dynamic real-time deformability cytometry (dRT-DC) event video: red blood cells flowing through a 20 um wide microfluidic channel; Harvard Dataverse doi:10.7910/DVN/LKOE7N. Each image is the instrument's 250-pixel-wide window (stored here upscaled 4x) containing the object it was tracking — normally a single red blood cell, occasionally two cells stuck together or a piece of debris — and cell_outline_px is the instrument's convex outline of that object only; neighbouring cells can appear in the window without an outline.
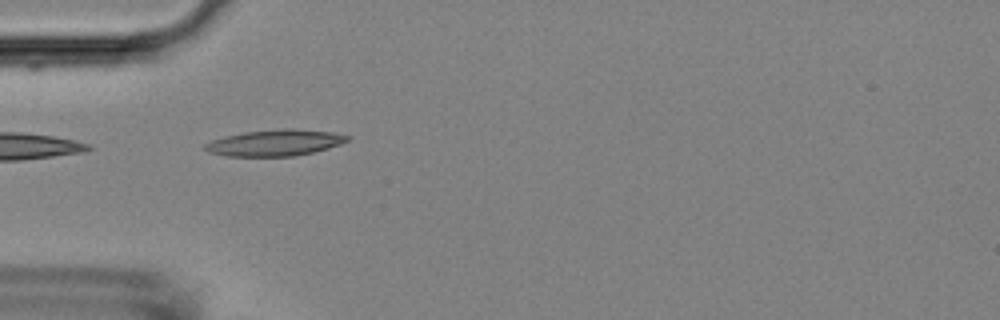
{"species": "Egyptian fruit bat (a non-hibernating species)", "species_latin": "Rousettus aegyptiacus", "temperature_condition": "room temperature", "stored_images_in_passage": 5, "camera_frame_rate_fps": 3000, "um_per_image_px": 0.085, "animal": {"sex": "female"}, "frame": {"image": 1, "passage_image": 4, "time_ms": 4.0, "image_size_px": [1000, 320], "cell_outline_px": [[352, 136], [348, 140], [340, 144], [328, 148], [312, 152], [292, 156], [224, 156], [208, 152], [204, 148], [204, 144], [212, 140], [224, 136], [244, 132], [284, 128], [292, 128], [332, 132]], "centroid_in_image_um": [23.36, 12.13], "position_along_channel_um": 61.6, "area_um2": 21.79}}